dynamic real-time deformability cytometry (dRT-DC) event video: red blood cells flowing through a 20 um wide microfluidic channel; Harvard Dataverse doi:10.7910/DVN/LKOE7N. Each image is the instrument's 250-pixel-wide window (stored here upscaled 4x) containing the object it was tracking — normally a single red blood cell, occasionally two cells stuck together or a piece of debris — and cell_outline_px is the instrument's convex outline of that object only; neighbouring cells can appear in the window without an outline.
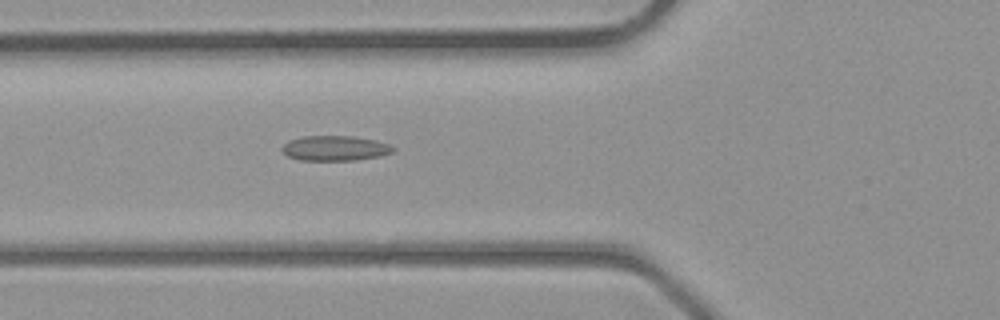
{"species": "common noctule bat (a hibernating species)", "species_latin": "Nyctalus noctula", "temperature_condition": "room temperature", "stored_images_in_passage": 30, "camera_frame_rate_fps": 3000, "um_per_image_px": 0.085, "animal": {"sex": "male", "body_mass_g": 23.1, "forearm_length_mm": 52.7}, "frame": {"image": 1, "passage_image": 4, "time_ms": 1.0, "image_size_px": [1000, 320], "cell_outline_px": [[396, 148], [392, 152], [380, 156], [356, 160], [300, 160], [288, 156], [280, 148], [288, 140], [304, 136], [352, 136], [376, 140], [388, 144]], "centroid_in_image_um": [28.47, 12.59], "position_along_channel_um": 97.3, "area_um2": 16.18}}
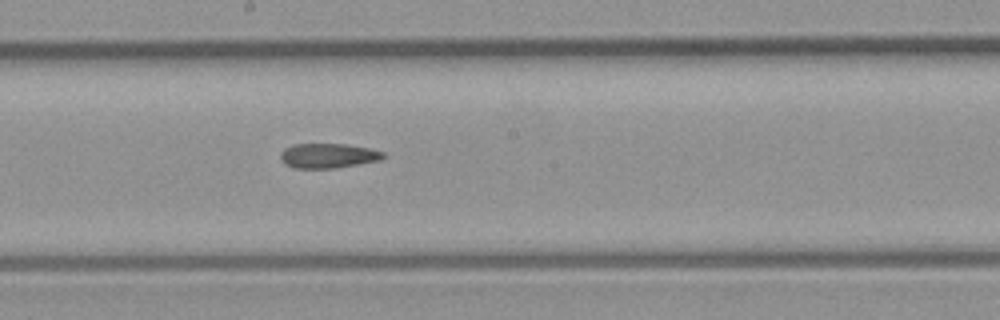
{"frame": {"image": 2, "passage_image": 11, "time_ms": 3.333, "image_size_px": [1000, 320], "cell_outline_px": [[388, 156], [380, 160], [336, 168], [292, 168], [284, 164], [280, 160], [280, 152], [284, 148], [292, 144], [344, 144], [368, 148], [384, 152]], "centroid_in_image_um": [27.86, 13.24], "position_along_channel_um": 220.3, "area_um2": 14.97}}
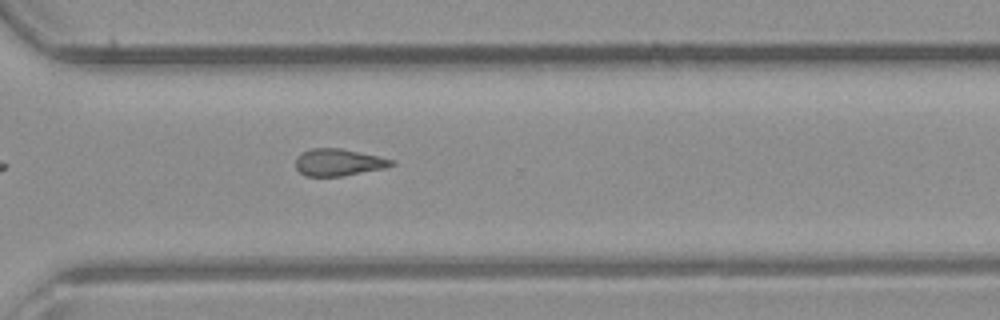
{"frame": {"image": 3, "passage_image": 18, "time_ms": 5.667, "image_size_px": [1000, 320], "cell_outline_px": [[396, 164], [388, 168], [344, 176], [304, 176], [296, 168], [296, 156], [300, 152], [312, 148], [340, 148], [396, 160]], "centroid_in_image_um": [28.8, 13.8], "position_along_channel_um": 341.8, "area_um2": 15.37}}